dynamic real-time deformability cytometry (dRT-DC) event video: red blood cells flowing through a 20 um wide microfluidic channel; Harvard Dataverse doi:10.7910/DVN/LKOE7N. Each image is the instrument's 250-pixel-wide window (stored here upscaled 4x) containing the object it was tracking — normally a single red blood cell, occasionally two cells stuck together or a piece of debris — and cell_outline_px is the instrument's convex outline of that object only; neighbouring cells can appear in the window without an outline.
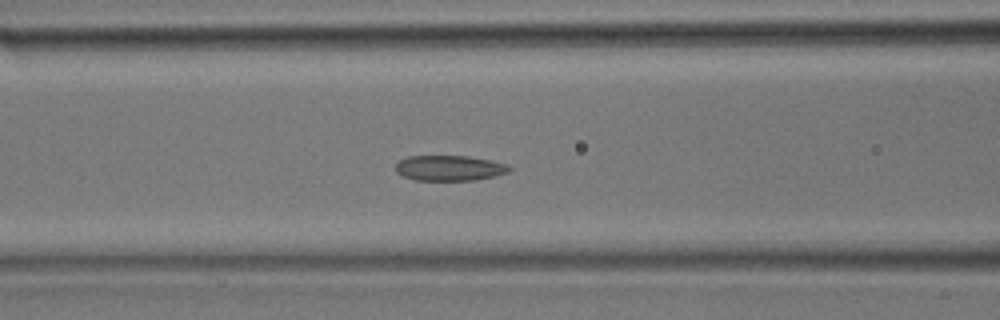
{"species": "common noctule bat (a hibernating species)", "species_latin": "Nyctalus noctula", "temperature_condition": "room temperature", "stored_images_in_passage": 29, "camera_frame_rate_fps": 3000, "um_per_image_px": 0.085, "animal": {"sex": "male", "body_mass_g": 17.9}, "frame": {"image": 1, "passage_image": 10, "time_ms": 3.0, "image_size_px": [1000, 320], "cell_outline_px": [[512, 168], [508, 172], [496, 176], [476, 180], [416, 180], [404, 176], [396, 172], [396, 164], [400, 160], [408, 156], [468, 156], [508, 164]], "centroid_in_image_um": [38.22, 14.28], "position_along_channel_um": 128.4, "area_um2": 16.76}}
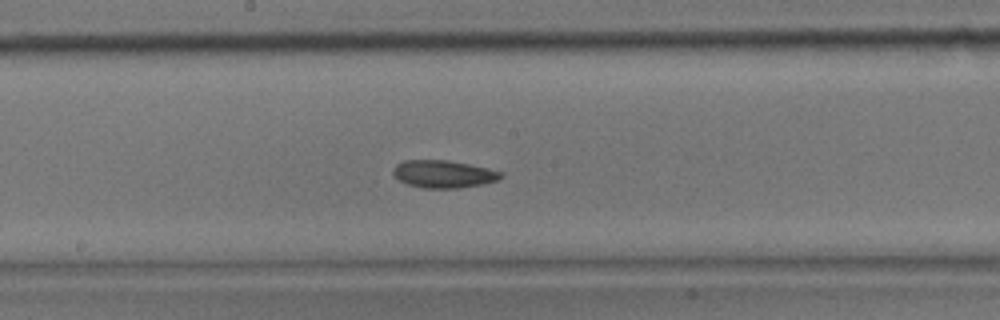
{"frame": {"image": 2, "passage_image": 14, "time_ms": 4.333, "image_size_px": [1000, 320], "cell_outline_px": [[504, 176], [496, 180], [480, 184], [456, 188], [424, 188], [408, 184], [400, 180], [392, 172], [392, 168], [396, 164], [404, 160], [448, 160], [488, 168], [504, 172]], "centroid_in_image_um": [37.69, 14.78], "position_along_channel_um": 210.5, "area_um2": 17.17}}
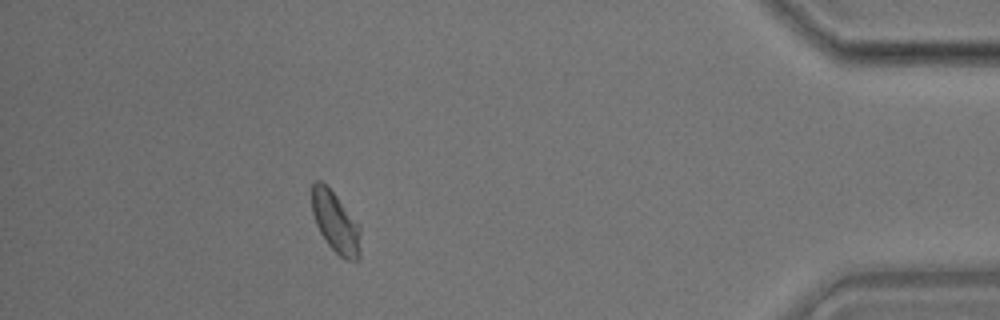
{"frame": {"image": 3, "passage_image": 26, "time_ms": 8.333, "image_size_px": [1000, 320], "cell_outline_px": [[360, 256], [356, 260], [348, 260], [340, 256], [328, 244], [320, 232], [316, 224], [312, 212], [312, 184], [316, 180], [320, 180], [336, 196], [360, 224]], "centroid_in_image_um": [28.53, 18.9], "position_along_channel_um": 406.7, "area_um2": 17.11}}